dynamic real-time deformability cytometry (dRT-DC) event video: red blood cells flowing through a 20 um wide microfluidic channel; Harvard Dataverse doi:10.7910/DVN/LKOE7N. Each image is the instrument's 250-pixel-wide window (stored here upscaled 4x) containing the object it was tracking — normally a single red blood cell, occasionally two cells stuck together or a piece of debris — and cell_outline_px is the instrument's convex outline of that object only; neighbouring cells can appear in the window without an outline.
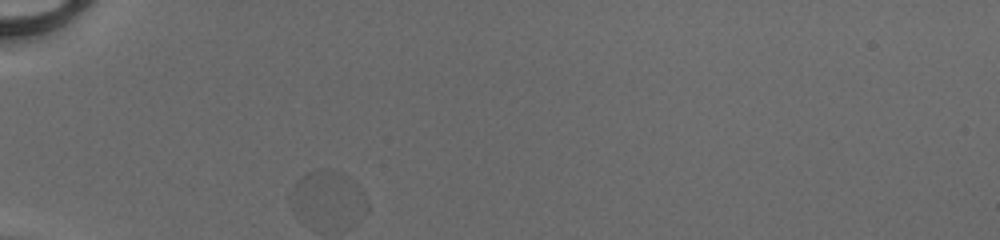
{"species": "human", "species_latin": "Homo sapiens", "temperature_condition": "cold", "stored_images_in_passage": 1, "camera_frame_rate_fps": 3000, "um_per_image_px": 0.085, "donor": {"sex": "male"}, "frame": {"image": 1, "passage_image": 1, "time_ms": 0.0, "image_size_px": [1000, 240], "cell_outline_px": [[368, 212], [304, 220], [292, 208], [296, 184], [308, 172], [324, 168], [328, 168], [344, 172], [364, 192], [368, 204]], "centroid_in_image_um": [27.88, 16.61], "position_along_channel_um": 57.1, "area_um2": 21.15}}